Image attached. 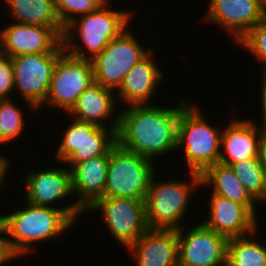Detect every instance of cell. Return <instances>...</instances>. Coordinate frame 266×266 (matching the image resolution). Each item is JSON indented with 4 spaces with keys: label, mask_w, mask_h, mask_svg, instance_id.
<instances>
[{
    "label": "cell",
    "mask_w": 266,
    "mask_h": 266,
    "mask_svg": "<svg viewBox=\"0 0 266 266\" xmlns=\"http://www.w3.org/2000/svg\"><path fill=\"white\" fill-rule=\"evenodd\" d=\"M179 101L173 108L155 104L123 107L119 110L117 144L154 161L155 157L176 151L178 121L181 110L189 103Z\"/></svg>",
    "instance_id": "obj_1"
},
{
    "label": "cell",
    "mask_w": 266,
    "mask_h": 266,
    "mask_svg": "<svg viewBox=\"0 0 266 266\" xmlns=\"http://www.w3.org/2000/svg\"><path fill=\"white\" fill-rule=\"evenodd\" d=\"M20 210L0 214L5 245L9 255L16 259L30 253L33 243L44 242L64 235L66 230L76 225L84 210L72 202L63 208L33 205L25 201ZM32 247V248H31Z\"/></svg>",
    "instance_id": "obj_2"
},
{
    "label": "cell",
    "mask_w": 266,
    "mask_h": 266,
    "mask_svg": "<svg viewBox=\"0 0 266 266\" xmlns=\"http://www.w3.org/2000/svg\"><path fill=\"white\" fill-rule=\"evenodd\" d=\"M110 1L107 0L95 11L73 19L64 27L62 44L69 55L91 60L128 28L132 13L112 9ZM77 37L78 40L75 39Z\"/></svg>",
    "instance_id": "obj_3"
},
{
    "label": "cell",
    "mask_w": 266,
    "mask_h": 266,
    "mask_svg": "<svg viewBox=\"0 0 266 266\" xmlns=\"http://www.w3.org/2000/svg\"><path fill=\"white\" fill-rule=\"evenodd\" d=\"M196 106L189 102L181 110L176 151L181 149L185 153L183 155L188 172L202 175L210 166L219 162L223 128L208 124L207 117Z\"/></svg>",
    "instance_id": "obj_4"
},
{
    "label": "cell",
    "mask_w": 266,
    "mask_h": 266,
    "mask_svg": "<svg viewBox=\"0 0 266 266\" xmlns=\"http://www.w3.org/2000/svg\"><path fill=\"white\" fill-rule=\"evenodd\" d=\"M189 173V181L175 179L159 181L156 179L155 172L144 201L149 229L179 230L182 228L180 222L186 218L184 216L188 211L191 193L202 185L200 174Z\"/></svg>",
    "instance_id": "obj_5"
},
{
    "label": "cell",
    "mask_w": 266,
    "mask_h": 266,
    "mask_svg": "<svg viewBox=\"0 0 266 266\" xmlns=\"http://www.w3.org/2000/svg\"><path fill=\"white\" fill-rule=\"evenodd\" d=\"M154 160L116 144L110 151L104 196L145 201L155 172Z\"/></svg>",
    "instance_id": "obj_6"
},
{
    "label": "cell",
    "mask_w": 266,
    "mask_h": 266,
    "mask_svg": "<svg viewBox=\"0 0 266 266\" xmlns=\"http://www.w3.org/2000/svg\"><path fill=\"white\" fill-rule=\"evenodd\" d=\"M71 121L69 126H65V130L63 128L61 141L54 155V159L69 164V169L77 163L110 154L111 149L117 144L114 129L75 119Z\"/></svg>",
    "instance_id": "obj_7"
},
{
    "label": "cell",
    "mask_w": 266,
    "mask_h": 266,
    "mask_svg": "<svg viewBox=\"0 0 266 266\" xmlns=\"http://www.w3.org/2000/svg\"><path fill=\"white\" fill-rule=\"evenodd\" d=\"M127 28L91 59L94 81L105 88H120L127 72L150 51Z\"/></svg>",
    "instance_id": "obj_8"
},
{
    "label": "cell",
    "mask_w": 266,
    "mask_h": 266,
    "mask_svg": "<svg viewBox=\"0 0 266 266\" xmlns=\"http://www.w3.org/2000/svg\"><path fill=\"white\" fill-rule=\"evenodd\" d=\"M61 44L52 53L25 54L12 57L14 90L22 96L29 110L45 102L58 57L64 52Z\"/></svg>",
    "instance_id": "obj_9"
},
{
    "label": "cell",
    "mask_w": 266,
    "mask_h": 266,
    "mask_svg": "<svg viewBox=\"0 0 266 266\" xmlns=\"http://www.w3.org/2000/svg\"><path fill=\"white\" fill-rule=\"evenodd\" d=\"M95 210H100L104 226L126 249L149 229L142 200L104 196L96 199L84 212Z\"/></svg>",
    "instance_id": "obj_10"
},
{
    "label": "cell",
    "mask_w": 266,
    "mask_h": 266,
    "mask_svg": "<svg viewBox=\"0 0 266 266\" xmlns=\"http://www.w3.org/2000/svg\"><path fill=\"white\" fill-rule=\"evenodd\" d=\"M94 82L91 61L64 51L57 59L45 102L37 110L48 104L50 108H59L69 113L82 92Z\"/></svg>",
    "instance_id": "obj_11"
},
{
    "label": "cell",
    "mask_w": 266,
    "mask_h": 266,
    "mask_svg": "<svg viewBox=\"0 0 266 266\" xmlns=\"http://www.w3.org/2000/svg\"><path fill=\"white\" fill-rule=\"evenodd\" d=\"M177 230L178 266H226L228 238L203 222L184 232ZM184 232V233H183Z\"/></svg>",
    "instance_id": "obj_12"
},
{
    "label": "cell",
    "mask_w": 266,
    "mask_h": 266,
    "mask_svg": "<svg viewBox=\"0 0 266 266\" xmlns=\"http://www.w3.org/2000/svg\"><path fill=\"white\" fill-rule=\"evenodd\" d=\"M205 22L221 26L237 44L266 16V0H209Z\"/></svg>",
    "instance_id": "obj_13"
},
{
    "label": "cell",
    "mask_w": 266,
    "mask_h": 266,
    "mask_svg": "<svg viewBox=\"0 0 266 266\" xmlns=\"http://www.w3.org/2000/svg\"><path fill=\"white\" fill-rule=\"evenodd\" d=\"M3 55L15 57L25 54L54 52L62 37L51 27L35 26L18 22L0 29Z\"/></svg>",
    "instance_id": "obj_14"
},
{
    "label": "cell",
    "mask_w": 266,
    "mask_h": 266,
    "mask_svg": "<svg viewBox=\"0 0 266 266\" xmlns=\"http://www.w3.org/2000/svg\"><path fill=\"white\" fill-rule=\"evenodd\" d=\"M208 217L203 223L226 238L244 236L258 227V218L245 205L210 194Z\"/></svg>",
    "instance_id": "obj_15"
},
{
    "label": "cell",
    "mask_w": 266,
    "mask_h": 266,
    "mask_svg": "<svg viewBox=\"0 0 266 266\" xmlns=\"http://www.w3.org/2000/svg\"><path fill=\"white\" fill-rule=\"evenodd\" d=\"M26 174L23 178L25 201L33 205L56 208L53 204L73 196L71 170L68 167L30 170Z\"/></svg>",
    "instance_id": "obj_16"
},
{
    "label": "cell",
    "mask_w": 266,
    "mask_h": 266,
    "mask_svg": "<svg viewBox=\"0 0 266 266\" xmlns=\"http://www.w3.org/2000/svg\"><path fill=\"white\" fill-rule=\"evenodd\" d=\"M154 50L152 49L127 72L122 85L116 91L118 102L126 104L125 107L153 103L151 98L160 81L164 79L163 70L158 68L159 64L154 60Z\"/></svg>",
    "instance_id": "obj_17"
},
{
    "label": "cell",
    "mask_w": 266,
    "mask_h": 266,
    "mask_svg": "<svg viewBox=\"0 0 266 266\" xmlns=\"http://www.w3.org/2000/svg\"><path fill=\"white\" fill-rule=\"evenodd\" d=\"M222 130L219 162L230 165L249 158H259L260 137L265 126L257 125L252 119H231Z\"/></svg>",
    "instance_id": "obj_18"
},
{
    "label": "cell",
    "mask_w": 266,
    "mask_h": 266,
    "mask_svg": "<svg viewBox=\"0 0 266 266\" xmlns=\"http://www.w3.org/2000/svg\"><path fill=\"white\" fill-rule=\"evenodd\" d=\"M115 98L116 92L114 90L94 82L82 92L68 115L77 121L92 123L104 128H106L107 125L105 124H108L107 121H109L110 126L108 125V127L117 132L119 111L116 112L115 109V106H118Z\"/></svg>",
    "instance_id": "obj_19"
},
{
    "label": "cell",
    "mask_w": 266,
    "mask_h": 266,
    "mask_svg": "<svg viewBox=\"0 0 266 266\" xmlns=\"http://www.w3.org/2000/svg\"><path fill=\"white\" fill-rule=\"evenodd\" d=\"M127 249L136 266H178L177 230L148 229Z\"/></svg>",
    "instance_id": "obj_20"
},
{
    "label": "cell",
    "mask_w": 266,
    "mask_h": 266,
    "mask_svg": "<svg viewBox=\"0 0 266 266\" xmlns=\"http://www.w3.org/2000/svg\"><path fill=\"white\" fill-rule=\"evenodd\" d=\"M109 154L75 164L71 170L72 192L85 211L96 199L104 197Z\"/></svg>",
    "instance_id": "obj_21"
},
{
    "label": "cell",
    "mask_w": 266,
    "mask_h": 266,
    "mask_svg": "<svg viewBox=\"0 0 266 266\" xmlns=\"http://www.w3.org/2000/svg\"><path fill=\"white\" fill-rule=\"evenodd\" d=\"M202 186L212 188L211 193L245 205L255 216L258 202L239 181L230 165L220 162L210 166L202 175ZM257 204V205H256Z\"/></svg>",
    "instance_id": "obj_22"
},
{
    "label": "cell",
    "mask_w": 266,
    "mask_h": 266,
    "mask_svg": "<svg viewBox=\"0 0 266 266\" xmlns=\"http://www.w3.org/2000/svg\"><path fill=\"white\" fill-rule=\"evenodd\" d=\"M3 3L10 10L13 21L51 27L63 36L64 27L57 16L54 0H4Z\"/></svg>",
    "instance_id": "obj_23"
},
{
    "label": "cell",
    "mask_w": 266,
    "mask_h": 266,
    "mask_svg": "<svg viewBox=\"0 0 266 266\" xmlns=\"http://www.w3.org/2000/svg\"><path fill=\"white\" fill-rule=\"evenodd\" d=\"M256 232L258 228L248 235L228 239L226 266H266V244L258 240Z\"/></svg>",
    "instance_id": "obj_24"
},
{
    "label": "cell",
    "mask_w": 266,
    "mask_h": 266,
    "mask_svg": "<svg viewBox=\"0 0 266 266\" xmlns=\"http://www.w3.org/2000/svg\"><path fill=\"white\" fill-rule=\"evenodd\" d=\"M230 167L258 204L262 205L261 202L266 204V170L259 158L231 163Z\"/></svg>",
    "instance_id": "obj_25"
},
{
    "label": "cell",
    "mask_w": 266,
    "mask_h": 266,
    "mask_svg": "<svg viewBox=\"0 0 266 266\" xmlns=\"http://www.w3.org/2000/svg\"><path fill=\"white\" fill-rule=\"evenodd\" d=\"M13 101L0 100V145L14 141L25 129L24 112Z\"/></svg>",
    "instance_id": "obj_26"
},
{
    "label": "cell",
    "mask_w": 266,
    "mask_h": 266,
    "mask_svg": "<svg viewBox=\"0 0 266 266\" xmlns=\"http://www.w3.org/2000/svg\"><path fill=\"white\" fill-rule=\"evenodd\" d=\"M107 0H54L61 25L65 27L73 19L98 9Z\"/></svg>",
    "instance_id": "obj_27"
},
{
    "label": "cell",
    "mask_w": 266,
    "mask_h": 266,
    "mask_svg": "<svg viewBox=\"0 0 266 266\" xmlns=\"http://www.w3.org/2000/svg\"><path fill=\"white\" fill-rule=\"evenodd\" d=\"M236 45L250 51L256 61L262 63L266 73V16L259 21Z\"/></svg>",
    "instance_id": "obj_28"
},
{
    "label": "cell",
    "mask_w": 266,
    "mask_h": 266,
    "mask_svg": "<svg viewBox=\"0 0 266 266\" xmlns=\"http://www.w3.org/2000/svg\"><path fill=\"white\" fill-rule=\"evenodd\" d=\"M13 91H15L13 62L11 57L2 55L0 57V100L12 99Z\"/></svg>",
    "instance_id": "obj_29"
},
{
    "label": "cell",
    "mask_w": 266,
    "mask_h": 266,
    "mask_svg": "<svg viewBox=\"0 0 266 266\" xmlns=\"http://www.w3.org/2000/svg\"><path fill=\"white\" fill-rule=\"evenodd\" d=\"M14 260L8 253L5 245L4 230L0 220V266Z\"/></svg>",
    "instance_id": "obj_30"
},
{
    "label": "cell",
    "mask_w": 266,
    "mask_h": 266,
    "mask_svg": "<svg viewBox=\"0 0 266 266\" xmlns=\"http://www.w3.org/2000/svg\"><path fill=\"white\" fill-rule=\"evenodd\" d=\"M262 82H261V93H260V100H261V103L262 104H260V105H262V106H260V107H262L261 109H262V112H261V116H262V123L260 124V125H263V126H265L266 127V73H262Z\"/></svg>",
    "instance_id": "obj_31"
},
{
    "label": "cell",
    "mask_w": 266,
    "mask_h": 266,
    "mask_svg": "<svg viewBox=\"0 0 266 266\" xmlns=\"http://www.w3.org/2000/svg\"><path fill=\"white\" fill-rule=\"evenodd\" d=\"M259 160L266 170V129L263 131L260 137L259 143Z\"/></svg>",
    "instance_id": "obj_32"
},
{
    "label": "cell",
    "mask_w": 266,
    "mask_h": 266,
    "mask_svg": "<svg viewBox=\"0 0 266 266\" xmlns=\"http://www.w3.org/2000/svg\"><path fill=\"white\" fill-rule=\"evenodd\" d=\"M9 166V159L0 154V189L3 187L2 185H4L3 183L5 181L6 173H8L7 171L10 169Z\"/></svg>",
    "instance_id": "obj_33"
},
{
    "label": "cell",
    "mask_w": 266,
    "mask_h": 266,
    "mask_svg": "<svg viewBox=\"0 0 266 266\" xmlns=\"http://www.w3.org/2000/svg\"><path fill=\"white\" fill-rule=\"evenodd\" d=\"M3 55L2 51V41H1V36H0V57Z\"/></svg>",
    "instance_id": "obj_34"
}]
</instances>
